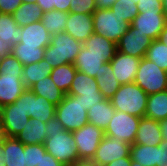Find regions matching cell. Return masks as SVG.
Returning a JSON list of instances; mask_svg holds the SVG:
<instances>
[{
	"label": "cell",
	"instance_id": "cell-1",
	"mask_svg": "<svg viewBox=\"0 0 167 166\" xmlns=\"http://www.w3.org/2000/svg\"><path fill=\"white\" fill-rule=\"evenodd\" d=\"M46 134L47 139L44 142V146L47 153L65 166H70L80 160L72 132L54 124L49 126Z\"/></svg>",
	"mask_w": 167,
	"mask_h": 166
},
{
	"label": "cell",
	"instance_id": "cell-2",
	"mask_svg": "<svg viewBox=\"0 0 167 166\" xmlns=\"http://www.w3.org/2000/svg\"><path fill=\"white\" fill-rule=\"evenodd\" d=\"M110 101L115 110L143 118L146 114L148 94L132 82L121 85Z\"/></svg>",
	"mask_w": 167,
	"mask_h": 166
},
{
	"label": "cell",
	"instance_id": "cell-3",
	"mask_svg": "<svg viewBox=\"0 0 167 166\" xmlns=\"http://www.w3.org/2000/svg\"><path fill=\"white\" fill-rule=\"evenodd\" d=\"M83 43L66 32L52 35L50 44L45 48L43 59L56 68L61 65L74 63Z\"/></svg>",
	"mask_w": 167,
	"mask_h": 166
},
{
	"label": "cell",
	"instance_id": "cell-4",
	"mask_svg": "<svg viewBox=\"0 0 167 166\" xmlns=\"http://www.w3.org/2000/svg\"><path fill=\"white\" fill-rule=\"evenodd\" d=\"M87 114L80 96L65 94L63 100L56 106L54 124L66 131L74 132L88 123Z\"/></svg>",
	"mask_w": 167,
	"mask_h": 166
},
{
	"label": "cell",
	"instance_id": "cell-5",
	"mask_svg": "<svg viewBox=\"0 0 167 166\" xmlns=\"http://www.w3.org/2000/svg\"><path fill=\"white\" fill-rule=\"evenodd\" d=\"M94 32L118 43L130 24L111 9H96L93 14Z\"/></svg>",
	"mask_w": 167,
	"mask_h": 166
},
{
	"label": "cell",
	"instance_id": "cell-6",
	"mask_svg": "<svg viewBox=\"0 0 167 166\" xmlns=\"http://www.w3.org/2000/svg\"><path fill=\"white\" fill-rule=\"evenodd\" d=\"M134 83L141 87L148 95L166 91L167 71L143 57L141 58Z\"/></svg>",
	"mask_w": 167,
	"mask_h": 166
},
{
	"label": "cell",
	"instance_id": "cell-7",
	"mask_svg": "<svg viewBox=\"0 0 167 166\" xmlns=\"http://www.w3.org/2000/svg\"><path fill=\"white\" fill-rule=\"evenodd\" d=\"M19 99L30 119L36 118L46 124L54 125L56 105L50 103L46 98L36 95L30 88H27Z\"/></svg>",
	"mask_w": 167,
	"mask_h": 166
},
{
	"label": "cell",
	"instance_id": "cell-8",
	"mask_svg": "<svg viewBox=\"0 0 167 166\" xmlns=\"http://www.w3.org/2000/svg\"><path fill=\"white\" fill-rule=\"evenodd\" d=\"M139 123L140 117L116 110L104 133L132 145L136 139Z\"/></svg>",
	"mask_w": 167,
	"mask_h": 166
},
{
	"label": "cell",
	"instance_id": "cell-9",
	"mask_svg": "<svg viewBox=\"0 0 167 166\" xmlns=\"http://www.w3.org/2000/svg\"><path fill=\"white\" fill-rule=\"evenodd\" d=\"M72 135L78 149L79 159L92 160L105 133L99 127L88 122L72 132Z\"/></svg>",
	"mask_w": 167,
	"mask_h": 166
},
{
	"label": "cell",
	"instance_id": "cell-10",
	"mask_svg": "<svg viewBox=\"0 0 167 166\" xmlns=\"http://www.w3.org/2000/svg\"><path fill=\"white\" fill-rule=\"evenodd\" d=\"M29 119L19 98L14 103L0 108V122L6 137H16L24 129Z\"/></svg>",
	"mask_w": 167,
	"mask_h": 166
},
{
	"label": "cell",
	"instance_id": "cell-11",
	"mask_svg": "<svg viewBox=\"0 0 167 166\" xmlns=\"http://www.w3.org/2000/svg\"><path fill=\"white\" fill-rule=\"evenodd\" d=\"M166 23L167 20L163 11H145L139 12L129 27L133 32L146 35L152 40H155L159 38Z\"/></svg>",
	"mask_w": 167,
	"mask_h": 166
},
{
	"label": "cell",
	"instance_id": "cell-12",
	"mask_svg": "<svg viewBox=\"0 0 167 166\" xmlns=\"http://www.w3.org/2000/svg\"><path fill=\"white\" fill-rule=\"evenodd\" d=\"M130 147L131 145L124 141L105 135L92 161L97 166H106L116 159L130 157Z\"/></svg>",
	"mask_w": 167,
	"mask_h": 166
},
{
	"label": "cell",
	"instance_id": "cell-13",
	"mask_svg": "<svg viewBox=\"0 0 167 166\" xmlns=\"http://www.w3.org/2000/svg\"><path fill=\"white\" fill-rule=\"evenodd\" d=\"M141 58L117 51L110 61L115 78L121 85L135 81Z\"/></svg>",
	"mask_w": 167,
	"mask_h": 166
},
{
	"label": "cell",
	"instance_id": "cell-14",
	"mask_svg": "<svg viewBox=\"0 0 167 166\" xmlns=\"http://www.w3.org/2000/svg\"><path fill=\"white\" fill-rule=\"evenodd\" d=\"M152 41L153 40L146 35L133 32L129 27L128 31L123 34L117 43V51L133 57L143 58Z\"/></svg>",
	"mask_w": 167,
	"mask_h": 166
},
{
	"label": "cell",
	"instance_id": "cell-15",
	"mask_svg": "<svg viewBox=\"0 0 167 166\" xmlns=\"http://www.w3.org/2000/svg\"><path fill=\"white\" fill-rule=\"evenodd\" d=\"M64 32L84 43L94 33L92 14L69 12Z\"/></svg>",
	"mask_w": 167,
	"mask_h": 166
},
{
	"label": "cell",
	"instance_id": "cell-16",
	"mask_svg": "<svg viewBox=\"0 0 167 166\" xmlns=\"http://www.w3.org/2000/svg\"><path fill=\"white\" fill-rule=\"evenodd\" d=\"M51 39L52 35L41 21L21 27L19 43H23V46L46 48L50 44Z\"/></svg>",
	"mask_w": 167,
	"mask_h": 166
},
{
	"label": "cell",
	"instance_id": "cell-17",
	"mask_svg": "<svg viewBox=\"0 0 167 166\" xmlns=\"http://www.w3.org/2000/svg\"><path fill=\"white\" fill-rule=\"evenodd\" d=\"M104 63H110L104 56H96L89 53V50L82 46L76 57L73 65L78 72L89 75L90 77H99V74L104 69Z\"/></svg>",
	"mask_w": 167,
	"mask_h": 166
},
{
	"label": "cell",
	"instance_id": "cell-18",
	"mask_svg": "<svg viewBox=\"0 0 167 166\" xmlns=\"http://www.w3.org/2000/svg\"><path fill=\"white\" fill-rule=\"evenodd\" d=\"M22 76L0 74V108L14 103L27 89L21 80Z\"/></svg>",
	"mask_w": 167,
	"mask_h": 166
},
{
	"label": "cell",
	"instance_id": "cell-19",
	"mask_svg": "<svg viewBox=\"0 0 167 166\" xmlns=\"http://www.w3.org/2000/svg\"><path fill=\"white\" fill-rule=\"evenodd\" d=\"M162 142L159 121L143 117L140 118L134 144L157 146Z\"/></svg>",
	"mask_w": 167,
	"mask_h": 166
},
{
	"label": "cell",
	"instance_id": "cell-20",
	"mask_svg": "<svg viewBox=\"0 0 167 166\" xmlns=\"http://www.w3.org/2000/svg\"><path fill=\"white\" fill-rule=\"evenodd\" d=\"M50 124H46L38 119H29L24 129L16 138L24 145L44 144L47 139V129Z\"/></svg>",
	"mask_w": 167,
	"mask_h": 166
},
{
	"label": "cell",
	"instance_id": "cell-21",
	"mask_svg": "<svg viewBox=\"0 0 167 166\" xmlns=\"http://www.w3.org/2000/svg\"><path fill=\"white\" fill-rule=\"evenodd\" d=\"M89 53L104 56L109 62L117 52V44L95 32L83 43Z\"/></svg>",
	"mask_w": 167,
	"mask_h": 166
},
{
	"label": "cell",
	"instance_id": "cell-22",
	"mask_svg": "<svg viewBox=\"0 0 167 166\" xmlns=\"http://www.w3.org/2000/svg\"><path fill=\"white\" fill-rule=\"evenodd\" d=\"M4 158L6 166H26L24 144L16 137L4 136Z\"/></svg>",
	"mask_w": 167,
	"mask_h": 166
},
{
	"label": "cell",
	"instance_id": "cell-23",
	"mask_svg": "<svg viewBox=\"0 0 167 166\" xmlns=\"http://www.w3.org/2000/svg\"><path fill=\"white\" fill-rule=\"evenodd\" d=\"M115 111L110 99L105 98L99 104L89 108L88 122L105 131Z\"/></svg>",
	"mask_w": 167,
	"mask_h": 166
},
{
	"label": "cell",
	"instance_id": "cell-24",
	"mask_svg": "<svg viewBox=\"0 0 167 166\" xmlns=\"http://www.w3.org/2000/svg\"><path fill=\"white\" fill-rule=\"evenodd\" d=\"M53 67L48 61L42 59L39 62L23 66L22 83L26 88H30L36 82L41 81L46 76H50Z\"/></svg>",
	"mask_w": 167,
	"mask_h": 166
},
{
	"label": "cell",
	"instance_id": "cell-25",
	"mask_svg": "<svg viewBox=\"0 0 167 166\" xmlns=\"http://www.w3.org/2000/svg\"><path fill=\"white\" fill-rule=\"evenodd\" d=\"M30 89L38 96L46 98L50 103L58 105L64 98L65 93L59 89L50 76L36 82Z\"/></svg>",
	"mask_w": 167,
	"mask_h": 166
},
{
	"label": "cell",
	"instance_id": "cell-26",
	"mask_svg": "<svg viewBox=\"0 0 167 166\" xmlns=\"http://www.w3.org/2000/svg\"><path fill=\"white\" fill-rule=\"evenodd\" d=\"M145 117L156 121L167 118V90L148 95Z\"/></svg>",
	"mask_w": 167,
	"mask_h": 166
},
{
	"label": "cell",
	"instance_id": "cell-27",
	"mask_svg": "<svg viewBox=\"0 0 167 166\" xmlns=\"http://www.w3.org/2000/svg\"><path fill=\"white\" fill-rule=\"evenodd\" d=\"M43 14L44 12L36 3L28 2L22 3L12 15L19 27H24L41 21Z\"/></svg>",
	"mask_w": 167,
	"mask_h": 166
},
{
	"label": "cell",
	"instance_id": "cell-28",
	"mask_svg": "<svg viewBox=\"0 0 167 166\" xmlns=\"http://www.w3.org/2000/svg\"><path fill=\"white\" fill-rule=\"evenodd\" d=\"M67 94L81 96L89 94H101V92L95 78L77 71Z\"/></svg>",
	"mask_w": 167,
	"mask_h": 166
},
{
	"label": "cell",
	"instance_id": "cell-29",
	"mask_svg": "<svg viewBox=\"0 0 167 166\" xmlns=\"http://www.w3.org/2000/svg\"><path fill=\"white\" fill-rule=\"evenodd\" d=\"M21 27L11 14L0 13V39L9 41L13 47L20 42Z\"/></svg>",
	"mask_w": 167,
	"mask_h": 166
},
{
	"label": "cell",
	"instance_id": "cell-30",
	"mask_svg": "<svg viewBox=\"0 0 167 166\" xmlns=\"http://www.w3.org/2000/svg\"><path fill=\"white\" fill-rule=\"evenodd\" d=\"M101 94L106 99H110L114 93L119 89L121 84L115 78L112 67L109 63H104V69L95 78Z\"/></svg>",
	"mask_w": 167,
	"mask_h": 166
},
{
	"label": "cell",
	"instance_id": "cell-31",
	"mask_svg": "<svg viewBox=\"0 0 167 166\" xmlns=\"http://www.w3.org/2000/svg\"><path fill=\"white\" fill-rule=\"evenodd\" d=\"M76 72L77 70L75 66L72 63H69L53 68L50 77L56 86L67 94Z\"/></svg>",
	"mask_w": 167,
	"mask_h": 166
},
{
	"label": "cell",
	"instance_id": "cell-32",
	"mask_svg": "<svg viewBox=\"0 0 167 166\" xmlns=\"http://www.w3.org/2000/svg\"><path fill=\"white\" fill-rule=\"evenodd\" d=\"M130 157L132 161L143 166H156L157 146L132 144L130 147Z\"/></svg>",
	"mask_w": 167,
	"mask_h": 166
},
{
	"label": "cell",
	"instance_id": "cell-33",
	"mask_svg": "<svg viewBox=\"0 0 167 166\" xmlns=\"http://www.w3.org/2000/svg\"><path fill=\"white\" fill-rule=\"evenodd\" d=\"M68 17L69 12L51 10L43 14L41 22L48 32L54 35L64 32Z\"/></svg>",
	"mask_w": 167,
	"mask_h": 166
},
{
	"label": "cell",
	"instance_id": "cell-34",
	"mask_svg": "<svg viewBox=\"0 0 167 166\" xmlns=\"http://www.w3.org/2000/svg\"><path fill=\"white\" fill-rule=\"evenodd\" d=\"M44 51L45 48L23 46V43H18L12 47L11 54L25 66L42 60Z\"/></svg>",
	"mask_w": 167,
	"mask_h": 166
},
{
	"label": "cell",
	"instance_id": "cell-35",
	"mask_svg": "<svg viewBox=\"0 0 167 166\" xmlns=\"http://www.w3.org/2000/svg\"><path fill=\"white\" fill-rule=\"evenodd\" d=\"M145 58L156 63L158 67L167 71V45L158 39L152 41L147 49Z\"/></svg>",
	"mask_w": 167,
	"mask_h": 166
},
{
	"label": "cell",
	"instance_id": "cell-36",
	"mask_svg": "<svg viewBox=\"0 0 167 166\" xmlns=\"http://www.w3.org/2000/svg\"><path fill=\"white\" fill-rule=\"evenodd\" d=\"M110 9L129 24L132 23L134 17L139 13L137 4L134 1L129 0H116Z\"/></svg>",
	"mask_w": 167,
	"mask_h": 166
},
{
	"label": "cell",
	"instance_id": "cell-37",
	"mask_svg": "<svg viewBox=\"0 0 167 166\" xmlns=\"http://www.w3.org/2000/svg\"><path fill=\"white\" fill-rule=\"evenodd\" d=\"M23 64L12 54L0 58V74L22 76Z\"/></svg>",
	"mask_w": 167,
	"mask_h": 166
},
{
	"label": "cell",
	"instance_id": "cell-38",
	"mask_svg": "<svg viewBox=\"0 0 167 166\" xmlns=\"http://www.w3.org/2000/svg\"><path fill=\"white\" fill-rule=\"evenodd\" d=\"M26 151V166H37L46 153L44 144L24 145Z\"/></svg>",
	"mask_w": 167,
	"mask_h": 166
},
{
	"label": "cell",
	"instance_id": "cell-39",
	"mask_svg": "<svg viewBox=\"0 0 167 166\" xmlns=\"http://www.w3.org/2000/svg\"><path fill=\"white\" fill-rule=\"evenodd\" d=\"M71 0H36V4L45 12L58 10L62 12H70Z\"/></svg>",
	"mask_w": 167,
	"mask_h": 166
},
{
	"label": "cell",
	"instance_id": "cell-40",
	"mask_svg": "<svg viewBox=\"0 0 167 166\" xmlns=\"http://www.w3.org/2000/svg\"><path fill=\"white\" fill-rule=\"evenodd\" d=\"M97 9L95 0H71L70 12L93 14Z\"/></svg>",
	"mask_w": 167,
	"mask_h": 166
},
{
	"label": "cell",
	"instance_id": "cell-41",
	"mask_svg": "<svg viewBox=\"0 0 167 166\" xmlns=\"http://www.w3.org/2000/svg\"><path fill=\"white\" fill-rule=\"evenodd\" d=\"M137 7L139 12L163 11L162 0H139Z\"/></svg>",
	"mask_w": 167,
	"mask_h": 166
},
{
	"label": "cell",
	"instance_id": "cell-42",
	"mask_svg": "<svg viewBox=\"0 0 167 166\" xmlns=\"http://www.w3.org/2000/svg\"><path fill=\"white\" fill-rule=\"evenodd\" d=\"M104 96L102 94H89V95H81L80 100L84 107H86V111H89L90 107H94L95 105L99 104L103 101Z\"/></svg>",
	"mask_w": 167,
	"mask_h": 166
},
{
	"label": "cell",
	"instance_id": "cell-43",
	"mask_svg": "<svg viewBox=\"0 0 167 166\" xmlns=\"http://www.w3.org/2000/svg\"><path fill=\"white\" fill-rule=\"evenodd\" d=\"M22 4V0H0V13L13 14Z\"/></svg>",
	"mask_w": 167,
	"mask_h": 166
},
{
	"label": "cell",
	"instance_id": "cell-44",
	"mask_svg": "<svg viewBox=\"0 0 167 166\" xmlns=\"http://www.w3.org/2000/svg\"><path fill=\"white\" fill-rule=\"evenodd\" d=\"M156 166H167V141L157 145V162Z\"/></svg>",
	"mask_w": 167,
	"mask_h": 166
},
{
	"label": "cell",
	"instance_id": "cell-45",
	"mask_svg": "<svg viewBox=\"0 0 167 166\" xmlns=\"http://www.w3.org/2000/svg\"><path fill=\"white\" fill-rule=\"evenodd\" d=\"M37 166H65L61 162H59L56 158H54L51 154L45 153L42 156L41 161L37 164Z\"/></svg>",
	"mask_w": 167,
	"mask_h": 166
},
{
	"label": "cell",
	"instance_id": "cell-46",
	"mask_svg": "<svg viewBox=\"0 0 167 166\" xmlns=\"http://www.w3.org/2000/svg\"><path fill=\"white\" fill-rule=\"evenodd\" d=\"M12 53V47L9 45V41L0 39V58L10 55Z\"/></svg>",
	"mask_w": 167,
	"mask_h": 166
},
{
	"label": "cell",
	"instance_id": "cell-47",
	"mask_svg": "<svg viewBox=\"0 0 167 166\" xmlns=\"http://www.w3.org/2000/svg\"><path fill=\"white\" fill-rule=\"evenodd\" d=\"M131 165V157H123L114 160L113 162L107 164L106 166H130Z\"/></svg>",
	"mask_w": 167,
	"mask_h": 166
},
{
	"label": "cell",
	"instance_id": "cell-48",
	"mask_svg": "<svg viewBox=\"0 0 167 166\" xmlns=\"http://www.w3.org/2000/svg\"><path fill=\"white\" fill-rule=\"evenodd\" d=\"M116 0H95L97 9H110Z\"/></svg>",
	"mask_w": 167,
	"mask_h": 166
},
{
	"label": "cell",
	"instance_id": "cell-49",
	"mask_svg": "<svg viewBox=\"0 0 167 166\" xmlns=\"http://www.w3.org/2000/svg\"><path fill=\"white\" fill-rule=\"evenodd\" d=\"M159 126L162 133V140L167 141V118L159 121Z\"/></svg>",
	"mask_w": 167,
	"mask_h": 166
},
{
	"label": "cell",
	"instance_id": "cell-50",
	"mask_svg": "<svg viewBox=\"0 0 167 166\" xmlns=\"http://www.w3.org/2000/svg\"><path fill=\"white\" fill-rule=\"evenodd\" d=\"M70 166H97L92 160H79Z\"/></svg>",
	"mask_w": 167,
	"mask_h": 166
},
{
	"label": "cell",
	"instance_id": "cell-51",
	"mask_svg": "<svg viewBox=\"0 0 167 166\" xmlns=\"http://www.w3.org/2000/svg\"><path fill=\"white\" fill-rule=\"evenodd\" d=\"M4 158V137L0 141V166H6Z\"/></svg>",
	"mask_w": 167,
	"mask_h": 166
},
{
	"label": "cell",
	"instance_id": "cell-52",
	"mask_svg": "<svg viewBox=\"0 0 167 166\" xmlns=\"http://www.w3.org/2000/svg\"><path fill=\"white\" fill-rule=\"evenodd\" d=\"M158 40H160L161 42L165 43V45H167V23L165 25V28L160 33Z\"/></svg>",
	"mask_w": 167,
	"mask_h": 166
},
{
	"label": "cell",
	"instance_id": "cell-53",
	"mask_svg": "<svg viewBox=\"0 0 167 166\" xmlns=\"http://www.w3.org/2000/svg\"><path fill=\"white\" fill-rule=\"evenodd\" d=\"M162 6H163V13L167 20V0H162Z\"/></svg>",
	"mask_w": 167,
	"mask_h": 166
},
{
	"label": "cell",
	"instance_id": "cell-54",
	"mask_svg": "<svg viewBox=\"0 0 167 166\" xmlns=\"http://www.w3.org/2000/svg\"><path fill=\"white\" fill-rule=\"evenodd\" d=\"M3 137H4V134H3V130L0 122V141L3 139Z\"/></svg>",
	"mask_w": 167,
	"mask_h": 166
},
{
	"label": "cell",
	"instance_id": "cell-55",
	"mask_svg": "<svg viewBox=\"0 0 167 166\" xmlns=\"http://www.w3.org/2000/svg\"><path fill=\"white\" fill-rule=\"evenodd\" d=\"M130 166H143V165L131 160V165Z\"/></svg>",
	"mask_w": 167,
	"mask_h": 166
},
{
	"label": "cell",
	"instance_id": "cell-56",
	"mask_svg": "<svg viewBox=\"0 0 167 166\" xmlns=\"http://www.w3.org/2000/svg\"><path fill=\"white\" fill-rule=\"evenodd\" d=\"M28 2L35 3V2H36V0H22V3H28Z\"/></svg>",
	"mask_w": 167,
	"mask_h": 166
},
{
	"label": "cell",
	"instance_id": "cell-57",
	"mask_svg": "<svg viewBox=\"0 0 167 166\" xmlns=\"http://www.w3.org/2000/svg\"><path fill=\"white\" fill-rule=\"evenodd\" d=\"M129 1H134L137 4L139 0H129Z\"/></svg>",
	"mask_w": 167,
	"mask_h": 166
}]
</instances>
